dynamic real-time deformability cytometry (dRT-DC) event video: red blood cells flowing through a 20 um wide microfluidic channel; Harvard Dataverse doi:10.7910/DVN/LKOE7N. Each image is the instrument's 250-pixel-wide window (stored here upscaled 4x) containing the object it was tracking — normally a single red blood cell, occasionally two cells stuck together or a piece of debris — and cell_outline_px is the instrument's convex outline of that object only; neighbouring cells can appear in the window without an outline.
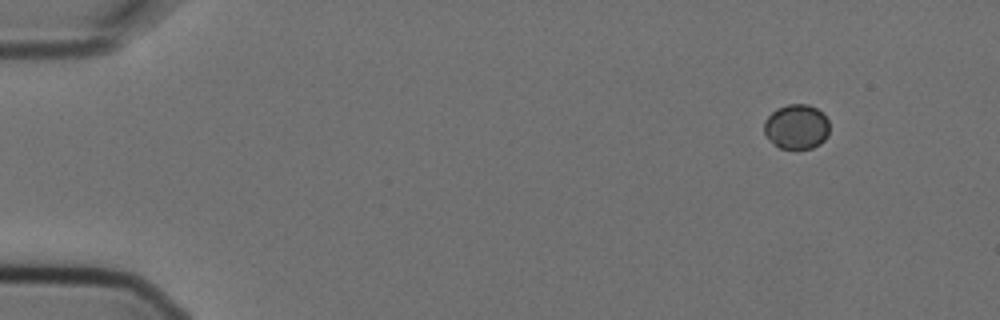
{"species": "Egyptian fruit bat (a non-hibernating species)", "species_latin": "Rousettus aegyptiacus", "temperature_condition": "cold", "stored_images_in_passage": 3, "camera_frame_rate_fps": 3000, "um_per_image_px": 0.085, "animal": {"sex": "female"}, "frame": {"image": 1, "passage_image": 3, "time_ms": 0.667, "image_size_px": [1000, 320], "cell_outline_px": [[828, 136], [820, 144], [812, 148], [780, 148], [764, 132], [764, 120], [776, 108], [788, 104], [808, 104], [816, 108], [828, 120]], "centroid_in_image_um": [67.71, 10.75], "position_along_channel_um": 17.3, "area_um2": 16.82}}